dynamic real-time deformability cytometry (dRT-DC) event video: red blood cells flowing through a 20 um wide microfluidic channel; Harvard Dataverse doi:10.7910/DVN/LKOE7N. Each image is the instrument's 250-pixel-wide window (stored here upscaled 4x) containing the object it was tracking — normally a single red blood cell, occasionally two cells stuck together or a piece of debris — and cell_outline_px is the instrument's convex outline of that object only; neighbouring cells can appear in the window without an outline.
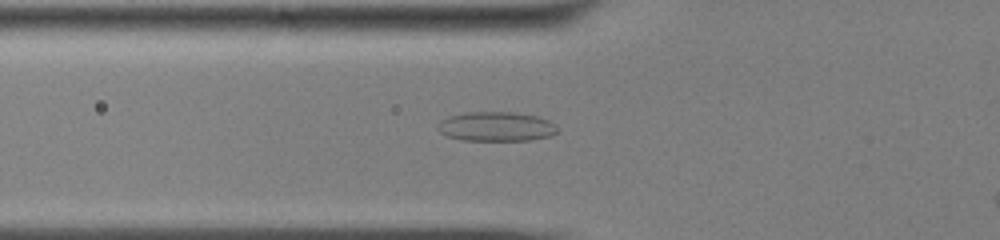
{"species": "common noctule bat (a hibernating species)", "species_latin": "Nyctalus noctula", "temperature_condition": "cold", "stored_images_in_passage": 45, "camera_frame_rate_fps": 3000, "um_per_image_px": 0.085, "animal": {"sex": "male", "body_mass_g": 13.0, "forearm_length_mm": 53.1}, "frame": {"image": 1, "passage_image": 13, "time_ms": 4.0, "image_size_px": [1000, 240], "cell_outline_px": [[560, 128], [552, 136], [528, 140], [460, 140], [444, 136], [436, 128], [440, 120], [448, 116], [464, 112], [512, 112], [536, 116], [548, 120], [556, 124]], "centroid_in_image_um": [42.15, 10.76], "position_along_channel_um": 83.6, "area_um2": 20.81}}
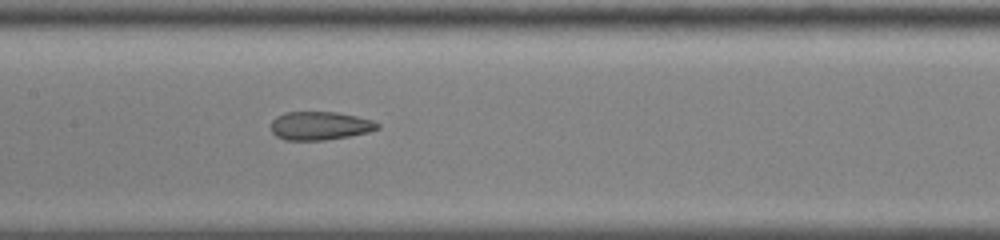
{"frame": {"image": 2, "passage_image": 21, "time_ms": 6.667, "image_size_px": [1000, 240], "cell_outline_px": [[380, 128], [368, 132], [348, 136], [324, 140], [284, 140], [276, 136], [272, 132], [272, 120], [276, 116], [284, 112], [336, 112], [356, 116], [372, 120], [380, 124]], "centroid_in_image_um": [27.18, 10.68], "position_along_channel_um": 180.2, "area_um2": 17.63}}
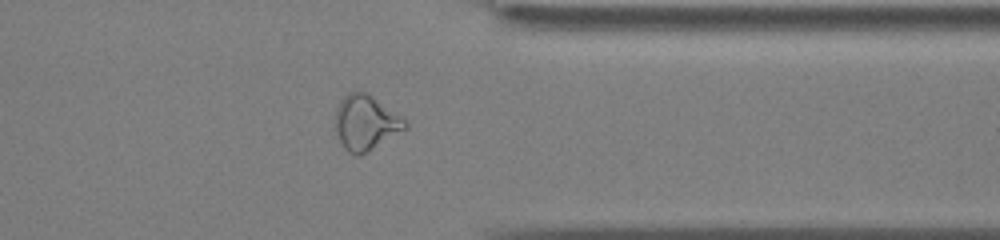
{"frame": {"image": 3, "passage_image": 38, "time_ms": 12.333, "image_size_px": [1000, 240], "cell_outline_px": [[408, 128], [368, 152], [360, 156], [356, 156], [348, 152], [344, 148], [332, 128], [332, 124], [336, 108], [340, 100], [348, 92], [368, 92], [408, 120]], "centroid_in_image_um": [31.07, 10.43], "position_along_channel_um": 380.3, "area_um2": 23.24}}